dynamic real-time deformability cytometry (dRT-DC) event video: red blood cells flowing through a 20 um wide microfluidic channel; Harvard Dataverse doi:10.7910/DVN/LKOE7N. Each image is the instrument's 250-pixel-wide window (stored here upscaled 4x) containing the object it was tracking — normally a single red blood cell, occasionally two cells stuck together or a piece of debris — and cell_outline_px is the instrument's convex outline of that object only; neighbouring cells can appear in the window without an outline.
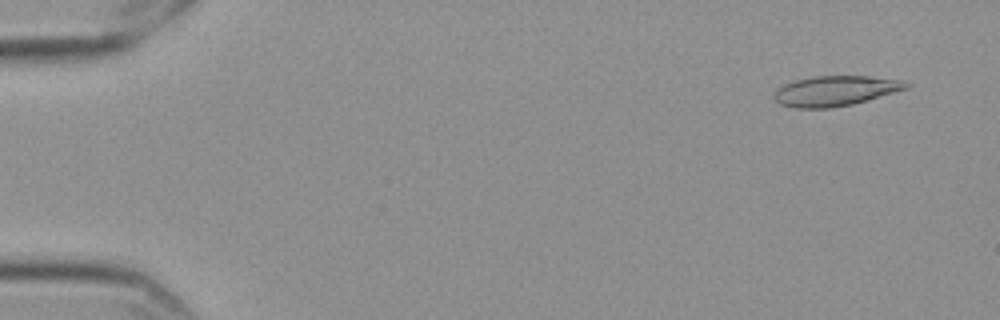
{"species": "Egyptian fruit bat (a non-hibernating species)", "species_latin": "Rousettus aegyptiacus", "temperature_condition": "cold", "stored_images_in_passage": 57, "camera_frame_rate_fps": 3000, "um_per_image_px": 0.085, "frame": {"image": 1, "passage_image": 4, "time_ms": 1.0, "image_size_px": [1000, 320], "cell_outline_px": [[912, 84], [908, 88], [868, 100], [852, 104], [832, 108], [796, 108], [780, 104], [772, 96], [776, 88], [792, 80], [812, 76], [868, 76], [904, 80]], "centroid_in_image_um": [70.99, 7.71], "position_along_channel_um": 14.0, "area_um2": 23.47}}
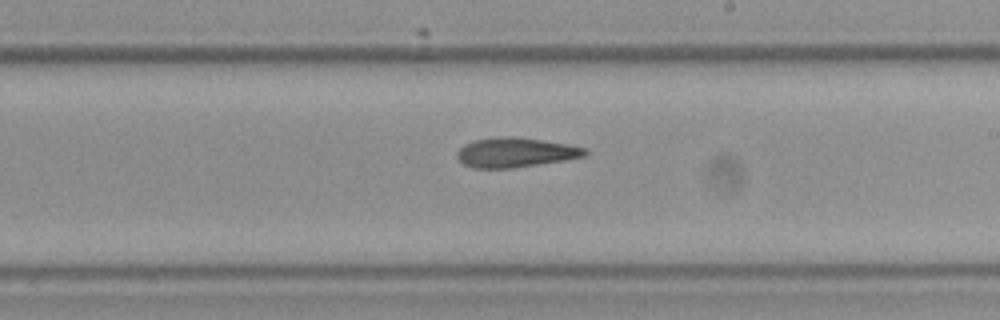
{"frame": {"image": 2, "passage_image": 34, "time_ms": 11.0, "image_size_px": [1000, 320], "cell_outline_px": [[588, 156], [564, 160], [508, 168], [472, 168], [464, 164], [456, 156], [456, 152], [464, 144], [476, 140], [500, 136], [516, 136], [568, 144], [588, 148]], "centroid_in_image_um": [43.84, 12.95], "position_along_channel_um": 245.2, "area_um2": 22.08}}
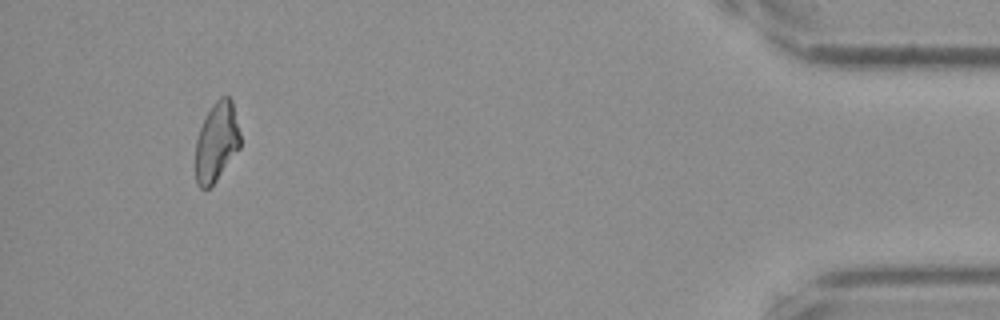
{"frame": {"image": 3, "passage_image": 54, "time_ms": 17.667, "image_size_px": [1000, 320], "cell_outline_px": [[240, 148], [216, 180], [208, 188], [200, 188], [196, 184], [196, 140], [200, 128], [212, 104], [220, 96], [228, 96], [232, 100], [240, 132]], "centroid_in_image_um": [18.42, 12.05], "position_along_channel_um": 416.8, "area_um2": 20.52}, "authors_computed_cell_mechanics": {"area_um2": 22.3686, "velocity_mm_per_s": 3.5501, "shape_relaxation_time_tau1_ms": null, "shape_relaxation_time_tau2_ms": 8.4294, "deformation_change_tau1": null, "deformation_change_tau2": 0.1761}}